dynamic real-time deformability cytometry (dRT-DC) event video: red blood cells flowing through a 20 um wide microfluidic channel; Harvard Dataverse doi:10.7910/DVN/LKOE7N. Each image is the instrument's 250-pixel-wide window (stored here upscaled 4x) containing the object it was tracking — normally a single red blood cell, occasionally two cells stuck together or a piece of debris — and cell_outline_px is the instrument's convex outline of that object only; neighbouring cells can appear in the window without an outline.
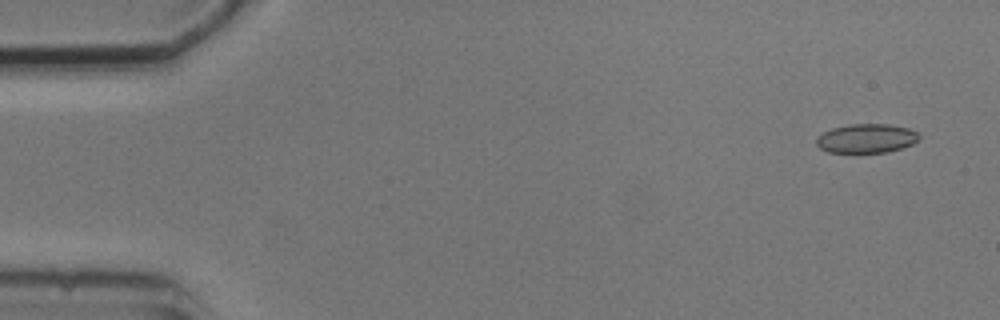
{"species": "common noctule bat (a hibernating species)", "species_latin": "Nyctalus noctula", "temperature_condition": "cold", "stored_images_in_passage": 14, "camera_frame_rate_fps": 3000, "um_per_image_px": 0.085, "animal": {"sex": "male", "body_mass_g": 20.5, "forearm_length_mm": 52.5}, "frame": {"image": 1, "passage_image": 1, "time_ms": 0.0, "image_size_px": [1000, 320], "cell_outline_px": [[920, 136], [912, 144], [888, 152], [828, 152], [820, 148], [816, 144], [816, 136], [832, 128], [852, 124], [888, 124], [908, 128], [916, 132]], "centroid_in_image_um": [73.61, 11.76], "position_along_channel_um": 11.4, "area_um2": 17.22}}
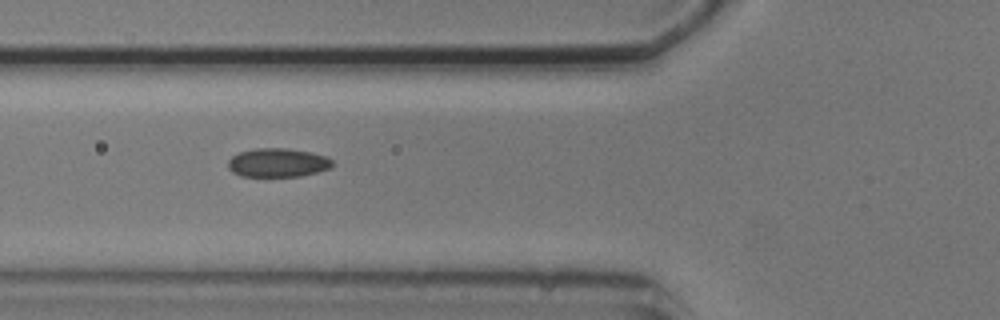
{"frame": {"image": 2, "passage_image": 5, "time_ms": 5.667, "image_size_px": [1000, 320], "cell_outline_px": [[332, 168], [300, 176], [240, 176], [232, 172], [228, 168], [228, 160], [232, 156], [240, 152], [256, 148], [284, 148], [308, 152], [328, 156], [332, 160]], "centroid_in_image_um": [23.6, 13.83], "position_along_channel_um": 102.2, "area_um2": 17.46}}
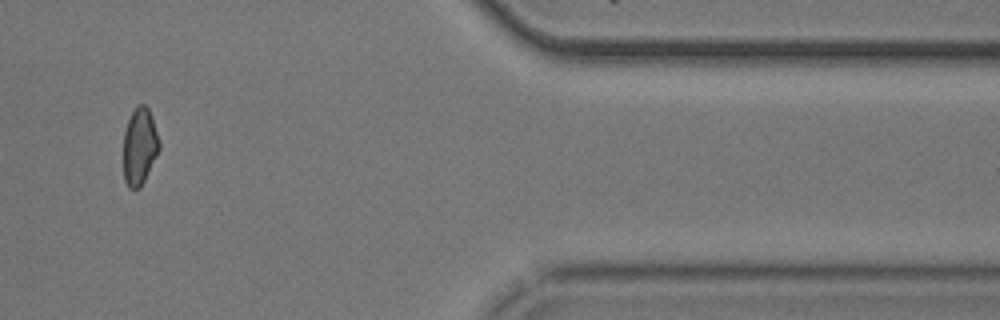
{"frame": {"image": 3, "passage_image": 12, "time_ms": 14.667, "image_size_px": [1000, 320], "cell_outline_px": [[160, 148], [140, 188], [128, 188], [124, 180], [124, 132], [128, 120], [136, 104], [144, 104], [148, 108], [152, 116], [160, 140]], "centroid_in_image_um": [11.87, 12.41], "position_along_channel_um": 399.5, "area_um2": 16.07}, "authors_computed_cell_mechanics": {"area_um2": 17.0799, "velocity_mm_per_s": 3.6969, "shape_relaxation_time_tau1_ms": 7.3019, "shape_relaxation_time_tau2_ms": 2.4599, "deformation_change_tau1": 0.1266, "deformation_change_tau2": 0.05}}